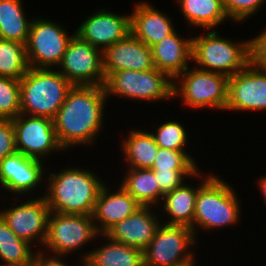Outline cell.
<instances>
[{
	"mask_svg": "<svg viewBox=\"0 0 266 266\" xmlns=\"http://www.w3.org/2000/svg\"><path fill=\"white\" fill-rule=\"evenodd\" d=\"M108 101L104 86L78 85L69 90L53 119L57 139L66 152L76 146L88 148L97 144L108 121Z\"/></svg>",
	"mask_w": 266,
	"mask_h": 266,
	"instance_id": "6da1fadb",
	"label": "cell"
},
{
	"mask_svg": "<svg viewBox=\"0 0 266 266\" xmlns=\"http://www.w3.org/2000/svg\"><path fill=\"white\" fill-rule=\"evenodd\" d=\"M44 198L51 212L92 215L101 188L106 183L94 168L71 164L59 171L47 165ZM93 169V170H92Z\"/></svg>",
	"mask_w": 266,
	"mask_h": 266,
	"instance_id": "7a4b0ae2",
	"label": "cell"
},
{
	"mask_svg": "<svg viewBox=\"0 0 266 266\" xmlns=\"http://www.w3.org/2000/svg\"><path fill=\"white\" fill-rule=\"evenodd\" d=\"M199 170L198 194L196 197L193 231L198 239L199 232H215L239 226L242 220V201L230 181L219 174ZM239 196V197H238ZM200 230V231H199ZM202 230V231H201Z\"/></svg>",
	"mask_w": 266,
	"mask_h": 266,
	"instance_id": "3957f363",
	"label": "cell"
},
{
	"mask_svg": "<svg viewBox=\"0 0 266 266\" xmlns=\"http://www.w3.org/2000/svg\"><path fill=\"white\" fill-rule=\"evenodd\" d=\"M204 32L192 37V64L196 68L230 77L251 62V38L233 41L220 35L219 29Z\"/></svg>",
	"mask_w": 266,
	"mask_h": 266,
	"instance_id": "277c9868",
	"label": "cell"
},
{
	"mask_svg": "<svg viewBox=\"0 0 266 266\" xmlns=\"http://www.w3.org/2000/svg\"><path fill=\"white\" fill-rule=\"evenodd\" d=\"M20 113L54 119L73 85L57 69L29 68L19 80Z\"/></svg>",
	"mask_w": 266,
	"mask_h": 266,
	"instance_id": "5b68a950",
	"label": "cell"
},
{
	"mask_svg": "<svg viewBox=\"0 0 266 266\" xmlns=\"http://www.w3.org/2000/svg\"><path fill=\"white\" fill-rule=\"evenodd\" d=\"M192 66V67H191ZM189 66L174 79L173 98L186 108L223 111L228 103L229 77Z\"/></svg>",
	"mask_w": 266,
	"mask_h": 266,
	"instance_id": "8992f818",
	"label": "cell"
},
{
	"mask_svg": "<svg viewBox=\"0 0 266 266\" xmlns=\"http://www.w3.org/2000/svg\"><path fill=\"white\" fill-rule=\"evenodd\" d=\"M103 86L109 100L114 96V99L118 100L121 98L128 99L129 102L137 100L147 104L174 100V80L156 68L147 71L123 70L110 73L105 77Z\"/></svg>",
	"mask_w": 266,
	"mask_h": 266,
	"instance_id": "52a82bcc",
	"label": "cell"
},
{
	"mask_svg": "<svg viewBox=\"0 0 266 266\" xmlns=\"http://www.w3.org/2000/svg\"><path fill=\"white\" fill-rule=\"evenodd\" d=\"M98 235L92 215L50 212L47 236L41 250L63 256L75 253L78 254L75 257L85 259L91 250H84V247L94 245L92 242L97 240Z\"/></svg>",
	"mask_w": 266,
	"mask_h": 266,
	"instance_id": "ba28073f",
	"label": "cell"
},
{
	"mask_svg": "<svg viewBox=\"0 0 266 266\" xmlns=\"http://www.w3.org/2000/svg\"><path fill=\"white\" fill-rule=\"evenodd\" d=\"M199 242L191 228L161 223L143 250L144 266H187L195 263Z\"/></svg>",
	"mask_w": 266,
	"mask_h": 266,
	"instance_id": "9c48e42d",
	"label": "cell"
},
{
	"mask_svg": "<svg viewBox=\"0 0 266 266\" xmlns=\"http://www.w3.org/2000/svg\"><path fill=\"white\" fill-rule=\"evenodd\" d=\"M34 14L30 25L26 54L30 68L56 69L62 60L67 45L75 35L68 32L67 25Z\"/></svg>",
	"mask_w": 266,
	"mask_h": 266,
	"instance_id": "30bf717a",
	"label": "cell"
},
{
	"mask_svg": "<svg viewBox=\"0 0 266 266\" xmlns=\"http://www.w3.org/2000/svg\"><path fill=\"white\" fill-rule=\"evenodd\" d=\"M11 199L13 205L10 202L6 203L10 206L7 205V208L3 206V209H0V216L17 237L33 246L36 244L35 248L38 246L37 250H40L47 236L48 218L51 212L44 196Z\"/></svg>",
	"mask_w": 266,
	"mask_h": 266,
	"instance_id": "8fae6325",
	"label": "cell"
},
{
	"mask_svg": "<svg viewBox=\"0 0 266 266\" xmlns=\"http://www.w3.org/2000/svg\"><path fill=\"white\" fill-rule=\"evenodd\" d=\"M12 122L16 150L23 155L49 162L54 153H66L57 139L53 119L20 113Z\"/></svg>",
	"mask_w": 266,
	"mask_h": 266,
	"instance_id": "7c38bea8",
	"label": "cell"
},
{
	"mask_svg": "<svg viewBox=\"0 0 266 266\" xmlns=\"http://www.w3.org/2000/svg\"><path fill=\"white\" fill-rule=\"evenodd\" d=\"M45 163L18 151L2 159L0 161L1 194L5 190L4 194H11L12 197H28L33 194L35 197L36 192L38 197L44 196L42 192H45L43 188H45L47 172Z\"/></svg>",
	"mask_w": 266,
	"mask_h": 266,
	"instance_id": "4fadbf2b",
	"label": "cell"
},
{
	"mask_svg": "<svg viewBox=\"0 0 266 266\" xmlns=\"http://www.w3.org/2000/svg\"><path fill=\"white\" fill-rule=\"evenodd\" d=\"M73 86H103V52L76 34L69 41L56 68Z\"/></svg>",
	"mask_w": 266,
	"mask_h": 266,
	"instance_id": "5bb4252c",
	"label": "cell"
},
{
	"mask_svg": "<svg viewBox=\"0 0 266 266\" xmlns=\"http://www.w3.org/2000/svg\"><path fill=\"white\" fill-rule=\"evenodd\" d=\"M85 17L76 28L75 34L102 52L131 33L129 12L118 14L101 6Z\"/></svg>",
	"mask_w": 266,
	"mask_h": 266,
	"instance_id": "9a60e30c",
	"label": "cell"
},
{
	"mask_svg": "<svg viewBox=\"0 0 266 266\" xmlns=\"http://www.w3.org/2000/svg\"><path fill=\"white\" fill-rule=\"evenodd\" d=\"M266 111V73L252 61L229 77L228 103L225 112Z\"/></svg>",
	"mask_w": 266,
	"mask_h": 266,
	"instance_id": "2e32d148",
	"label": "cell"
},
{
	"mask_svg": "<svg viewBox=\"0 0 266 266\" xmlns=\"http://www.w3.org/2000/svg\"><path fill=\"white\" fill-rule=\"evenodd\" d=\"M107 182L99 192L92 214L99 234H105L116 223L121 222L142 207L120 184L115 188Z\"/></svg>",
	"mask_w": 266,
	"mask_h": 266,
	"instance_id": "e0dca14e",
	"label": "cell"
},
{
	"mask_svg": "<svg viewBox=\"0 0 266 266\" xmlns=\"http://www.w3.org/2000/svg\"><path fill=\"white\" fill-rule=\"evenodd\" d=\"M153 68L152 48L132 33L103 51L105 77L123 70L147 71Z\"/></svg>",
	"mask_w": 266,
	"mask_h": 266,
	"instance_id": "ac0fdd59",
	"label": "cell"
},
{
	"mask_svg": "<svg viewBox=\"0 0 266 266\" xmlns=\"http://www.w3.org/2000/svg\"><path fill=\"white\" fill-rule=\"evenodd\" d=\"M161 223L158 208L141 207L134 214L112 226L105 235L111 240L144 250Z\"/></svg>",
	"mask_w": 266,
	"mask_h": 266,
	"instance_id": "d6986e66",
	"label": "cell"
},
{
	"mask_svg": "<svg viewBox=\"0 0 266 266\" xmlns=\"http://www.w3.org/2000/svg\"><path fill=\"white\" fill-rule=\"evenodd\" d=\"M133 4L130 12L131 33L147 46L152 47L178 28L171 16L154 3L139 0Z\"/></svg>",
	"mask_w": 266,
	"mask_h": 266,
	"instance_id": "ffe728a7",
	"label": "cell"
},
{
	"mask_svg": "<svg viewBox=\"0 0 266 266\" xmlns=\"http://www.w3.org/2000/svg\"><path fill=\"white\" fill-rule=\"evenodd\" d=\"M192 35L182 36L176 29L153 45L154 67L167 73L173 80L192 65Z\"/></svg>",
	"mask_w": 266,
	"mask_h": 266,
	"instance_id": "44dd1931",
	"label": "cell"
},
{
	"mask_svg": "<svg viewBox=\"0 0 266 266\" xmlns=\"http://www.w3.org/2000/svg\"><path fill=\"white\" fill-rule=\"evenodd\" d=\"M187 181H189V184ZM193 181L197 183H194ZM198 181L199 171L189 178V180H186L181 186L164 194L163 199L158 206V209L160 208L159 211L162 213V215L160 213L162 223L187 226L193 230L195 204L198 194Z\"/></svg>",
	"mask_w": 266,
	"mask_h": 266,
	"instance_id": "7402d4cb",
	"label": "cell"
},
{
	"mask_svg": "<svg viewBox=\"0 0 266 266\" xmlns=\"http://www.w3.org/2000/svg\"><path fill=\"white\" fill-rule=\"evenodd\" d=\"M181 18L187 24V32L191 29L217 30L218 26L230 19L226 14L223 0H175ZM227 21V22H225ZM198 27V28H197Z\"/></svg>",
	"mask_w": 266,
	"mask_h": 266,
	"instance_id": "603a6c76",
	"label": "cell"
},
{
	"mask_svg": "<svg viewBox=\"0 0 266 266\" xmlns=\"http://www.w3.org/2000/svg\"><path fill=\"white\" fill-rule=\"evenodd\" d=\"M129 130L127 136L125 133L120 135V159L122 157L123 165L127 168L151 169L159 150L154 136L148 128L138 129L136 126Z\"/></svg>",
	"mask_w": 266,
	"mask_h": 266,
	"instance_id": "cb8c5ba5",
	"label": "cell"
},
{
	"mask_svg": "<svg viewBox=\"0 0 266 266\" xmlns=\"http://www.w3.org/2000/svg\"><path fill=\"white\" fill-rule=\"evenodd\" d=\"M125 173L118 182L142 207L160 205L164 193L160 190L151 169L123 168Z\"/></svg>",
	"mask_w": 266,
	"mask_h": 266,
	"instance_id": "d4e9b609",
	"label": "cell"
},
{
	"mask_svg": "<svg viewBox=\"0 0 266 266\" xmlns=\"http://www.w3.org/2000/svg\"><path fill=\"white\" fill-rule=\"evenodd\" d=\"M97 239L100 246L94 245L88 257L96 266H144L143 250L111 240L105 234Z\"/></svg>",
	"mask_w": 266,
	"mask_h": 266,
	"instance_id": "484cf974",
	"label": "cell"
},
{
	"mask_svg": "<svg viewBox=\"0 0 266 266\" xmlns=\"http://www.w3.org/2000/svg\"><path fill=\"white\" fill-rule=\"evenodd\" d=\"M23 0H0V39L27 43L33 16L25 10ZM27 13V14H26Z\"/></svg>",
	"mask_w": 266,
	"mask_h": 266,
	"instance_id": "4316f807",
	"label": "cell"
},
{
	"mask_svg": "<svg viewBox=\"0 0 266 266\" xmlns=\"http://www.w3.org/2000/svg\"><path fill=\"white\" fill-rule=\"evenodd\" d=\"M36 251L28 241L17 237L0 216V264L32 266Z\"/></svg>",
	"mask_w": 266,
	"mask_h": 266,
	"instance_id": "83f0119b",
	"label": "cell"
},
{
	"mask_svg": "<svg viewBox=\"0 0 266 266\" xmlns=\"http://www.w3.org/2000/svg\"><path fill=\"white\" fill-rule=\"evenodd\" d=\"M29 68L26 45L0 39V76L20 80Z\"/></svg>",
	"mask_w": 266,
	"mask_h": 266,
	"instance_id": "f1b7e54d",
	"label": "cell"
},
{
	"mask_svg": "<svg viewBox=\"0 0 266 266\" xmlns=\"http://www.w3.org/2000/svg\"><path fill=\"white\" fill-rule=\"evenodd\" d=\"M153 130L149 128V131L155 138L156 144L160 148L170 149V150H182L188 151L190 144L189 129L185 128L186 125L182 124L179 120L165 119L158 126H152ZM187 129V130H186ZM187 149V150H186Z\"/></svg>",
	"mask_w": 266,
	"mask_h": 266,
	"instance_id": "f546056e",
	"label": "cell"
},
{
	"mask_svg": "<svg viewBox=\"0 0 266 266\" xmlns=\"http://www.w3.org/2000/svg\"><path fill=\"white\" fill-rule=\"evenodd\" d=\"M191 151L170 150L160 148L155 156L153 171H199V166ZM201 167V168H200Z\"/></svg>",
	"mask_w": 266,
	"mask_h": 266,
	"instance_id": "4dcf8cb0",
	"label": "cell"
},
{
	"mask_svg": "<svg viewBox=\"0 0 266 266\" xmlns=\"http://www.w3.org/2000/svg\"><path fill=\"white\" fill-rule=\"evenodd\" d=\"M19 114V80L0 76V119H13Z\"/></svg>",
	"mask_w": 266,
	"mask_h": 266,
	"instance_id": "1f68e13d",
	"label": "cell"
},
{
	"mask_svg": "<svg viewBox=\"0 0 266 266\" xmlns=\"http://www.w3.org/2000/svg\"><path fill=\"white\" fill-rule=\"evenodd\" d=\"M223 3L230 21L244 25V22L254 15L256 17L260 10L264 9L266 0H223Z\"/></svg>",
	"mask_w": 266,
	"mask_h": 266,
	"instance_id": "d6a6232c",
	"label": "cell"
},
{
	"mask_svg": "<svg viewBox=\"0 0 266 266\" xmlns=\"http://www.w3.org/2000/svg\"><path fill=\"white\" fill-rule=\"evenodd\" d=\"M198 171H154L160 190L166 194L181 186Z\"/></svg>",
	"mask_w": 266,
	"mask_h": 266,
	"instance_id": "836d02e7",
	"label": "cell"
},
{
	"mask_svg": "<svg viewBox=\"0 0 266 266\" xmlns=\"http://www.w3.org/2000/svg\"><path fill=\"white\" fill-rule=\"evenodd\" d=\"M16 151L12 119H0V161Z\"/></svg>",
	"mask_w": 266,
	"mask_h": 266,
	"instance_id": "e575fe53",
	"label": "cell"
},
{
	"mask_svg": "<svg viewBox=\"0 0 266 266\" xmlns=\"http://www.w3.org/2000/svg\"><path fill=\"white\" fill-rule=\"evenodd\" d=\"M260 31L251 38V61L266 73V26Z\"/></svg>",
	"mask_w": 266,
	"mask_h": 266,
	"instance_id": "d590c367",
	"label": "cell"
},
{
	"mask_svg": "<svg viewBox=\"0 0 266 266\" xmlns=\"http://www.w3.org/2000/svg\"><path fill=\"white\" fill-rule=\"evenodd\" d=\"M68 256L48 254L47 252L37 250L34 255L32 266H82V259L75 261V265L71 262L65 261ZM67 262V263H66ZM72 264V265H71Z\"/></svg>",
	"mask_w": 266,
	"mask_h": 266,
	"instance_id": "8d00e7d4",
	"label": "cell"
},
{
	"mask_svg": "<svg viewBox=\"0 0 266 266\" xmlns=\"http://www.w3.org/2000/svg\"><path fill=\"white\" fill-rule=\"evenodd\" d=\"M259 177L258 179H256L257 183L255 182V184H257L256 187L259 188L258 191L262 195L263 202H265L266 205V174H264V176L262 175V177L261 176Z\"/></svg>",
	"mask_w": 266,
	"mask_h": 266,
	"instance_id": "74e56055",
	"label": "cell"
},
{
	"mask_svg": "<svg viewBox=\"0 0 266 266\" xmlns=\"http://www.w3.org/2000/svg\"><path fill=\"white\" fill-rule=\"evenodd\" d=\"M82 266H96L89 258L82 259Z\"/></svg>",
	"mask_w": 266,
	"mask_h": 266,
	"instance_id": "f35d334b",
	"label": "cell"
},
{
	"mask_svg": "<svg viewBox=\"0 0 266 266\" xmlns=\"http://www.w3.org/2000/svg\"><path fill=\"white\" fill-rule=\"evenodd\" d=\"M196 263H198V262H195V263L189 264V265H187V266H197Z\"/></svg>",
	"mask_w": 266,
	"mask_h": 266,
	"instance_id": "ab89813d",
	"label": "cell"
},
{
	"mask_svg": "<svg viewBox=\"0 0 266 266\" xmlns=\"http://www.w3.org/2000/svg\"><path fill=\"white\" fill-rule=\"evenodd\" d=\"M0 266H15V265H3V264H0Z\"/></svg>",
	"mask_w": 266,
	"mask_h": 266,
	"instance_id": "60d3db41",
	"label": "cell"
}]
</instances>
